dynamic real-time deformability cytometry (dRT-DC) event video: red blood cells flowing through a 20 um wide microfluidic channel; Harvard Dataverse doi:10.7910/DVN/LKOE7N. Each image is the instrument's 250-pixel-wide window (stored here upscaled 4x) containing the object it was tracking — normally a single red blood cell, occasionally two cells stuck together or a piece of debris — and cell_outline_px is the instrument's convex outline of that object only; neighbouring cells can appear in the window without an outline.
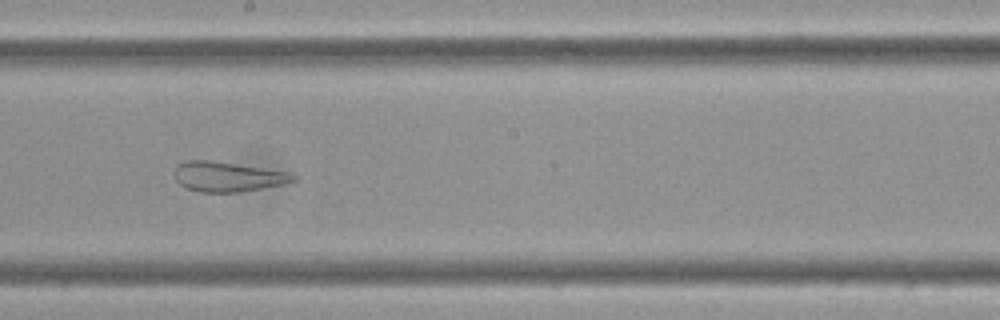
{"species": "Egyptian fruit bat (a non-hibernating species)", "species_latin": "Rousettus aegyptiacus", "temperature_condition": "cold", "stored_images_in_passage": 59, "camera_frame_rate_fps": 3000, "um_per_image_px": 0.085, "frame": {"image": 1, "passage_image": 33, "time_ms": 10.667, "image_size_px": [1000, 320], "cell_outline_px": [[296, 180], [284, 184], [240, 192], [200, 192], [188, 188], [180, 184], [176, 180], [176, 164], [188, 160], [208, 160], [292, 172], [296, 176]], "centroid_in_image_um": [19.39, 15.01], "position_along_channel_um": 228.8, "area_um2": 20.58}}
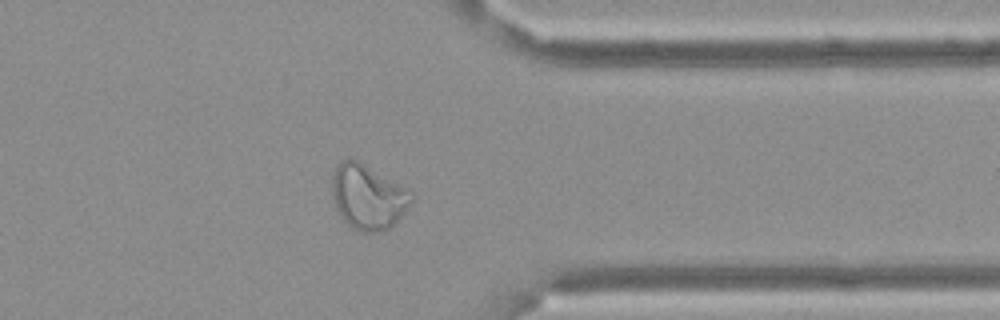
{"frame": {"image": 2, "passage_image": 47, "time_ms": 15.333, "image_size_px": [1000, 320], "cell_outline_px": [[416, 196], [404, 212], [388, 228], [380, 232], [364, 232], [352, 228], [340, 216], [336, 208], [332, 196], [332, 172], [348, 156], [356, 160], [404, 188]], "centroid_in_image_um": [31.23, 16.75], "position_along_channel_um": 380.2, "area_um2": 29.3}}
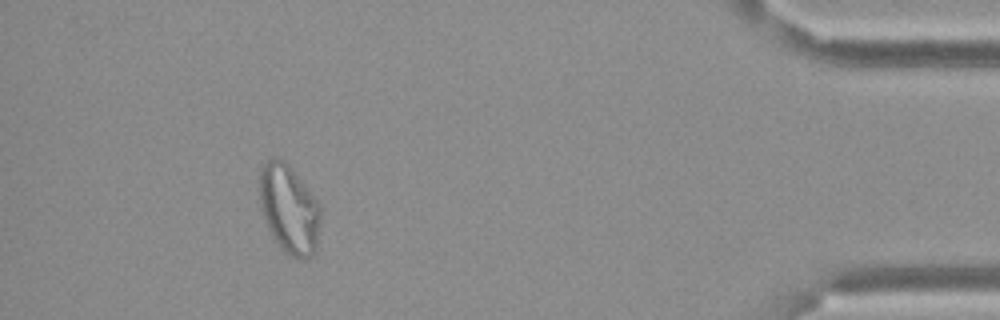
{"frame": {"image": 3, "passage_image": 54, "time_ms": 17.667, "image_size_px": [1000, 320], "cell_outline_px": [[320, 220], [316, 252], [308, 260], [300, 260], [292, 256], [272, 236], [264, 220], [260, 200], [260, 168], [268, 160], [276, 156], [280, 156], [288, 164], [320, 204]], "centroid_in_image_um": [24.59, 17.77], "position_along_channel_um": 410.6, "area_um2": 31.44}}